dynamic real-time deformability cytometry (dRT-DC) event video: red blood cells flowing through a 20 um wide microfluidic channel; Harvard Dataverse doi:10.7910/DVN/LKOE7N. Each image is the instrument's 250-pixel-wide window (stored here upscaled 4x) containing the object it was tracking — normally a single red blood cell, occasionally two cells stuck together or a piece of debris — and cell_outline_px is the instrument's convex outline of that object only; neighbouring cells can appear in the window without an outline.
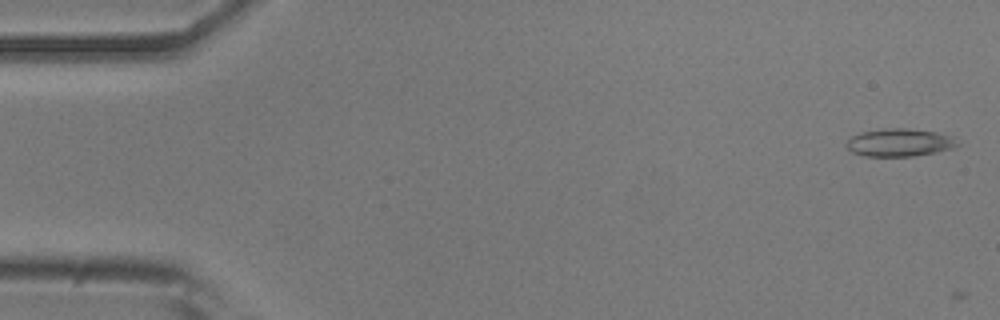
{"species": "common noctule bat (a hibernating species)", "species_latin": "Nyctalus noctula", "temperature_condition": "room temperature", "stored_images_in_passage": 4, "camera_frame_rate_fps": 3000, "um_per_image_px": 0.085, "animal": {"sex": "male", "body_mass_g": 20.5, "forearm_length_mm": 52.5}, "frame": {"image": 1, "passage_image": 2, "time_ms": 0.333, "image_size_px": [1000, 320], "cell_outline_px": [[960, 144], [952, 148], [936, 152], [912, 156], [864, 156], [852, 152], [844, 144], [852, 136], [860, 132], [888, 128], [908, 128], [936, 132], [952, 136]], "centroid_in_image_um": [76.45, 12.11], "position_along_channel_um": 8.6, "area_um2": 17.98}}